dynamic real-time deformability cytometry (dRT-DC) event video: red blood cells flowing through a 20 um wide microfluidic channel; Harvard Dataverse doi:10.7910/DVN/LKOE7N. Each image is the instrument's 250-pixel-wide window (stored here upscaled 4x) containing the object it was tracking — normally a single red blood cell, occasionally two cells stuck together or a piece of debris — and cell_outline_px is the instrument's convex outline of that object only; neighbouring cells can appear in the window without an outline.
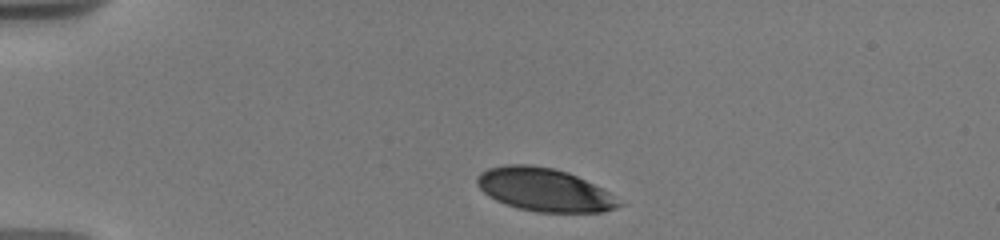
{"species": "human", "species_latin": "Homo sapiens", "temperature_condition": "warm", "stored_images_in_passage": 5, "camera_frame_rate_fps": 3000, "um_per_image_px": 0.085, "donor": {"sex": "male"}, "frame": {"image": 1, "passage_image": 1, "time_ms": 0.0, "image_size_px": [1000, 240], "cell_outline_px": [[624, 204], [616, 208], [604, 212], [536, 212], [520, 208], [496, 200], [484, 192], [476, 184], [476, 180], [480, 172], [488, 168], [504, 164], [528, 164], [552, 168], [568, 172], [608, 192]], "centroid_in_image_um": [46.25, 16.12], "position_along_channel_um": 38.8, "area_um2": 35.32}}
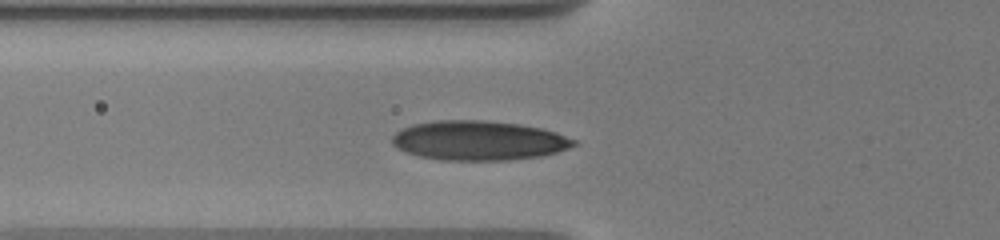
{"frame": {"image": 2, "passage_image": 5, "time_ms": 2.667, "image_size_px": [1000, 240], "cell_outline_px": [[580, 144], [556, 152], [540, 156], [512, 160], [440, 160], [420, 156], [404, 152], [396, 148], [392, 144], [392, 136], [400, 128], [412, 124], [436, 120], [484, 120], [520, 124], [540, 128], [556, 132], [576, 140]], "centroid_in_image_um": [40.67, 11.94], "position_along_channel_um": 85.1, "area_um2": 42.14}}